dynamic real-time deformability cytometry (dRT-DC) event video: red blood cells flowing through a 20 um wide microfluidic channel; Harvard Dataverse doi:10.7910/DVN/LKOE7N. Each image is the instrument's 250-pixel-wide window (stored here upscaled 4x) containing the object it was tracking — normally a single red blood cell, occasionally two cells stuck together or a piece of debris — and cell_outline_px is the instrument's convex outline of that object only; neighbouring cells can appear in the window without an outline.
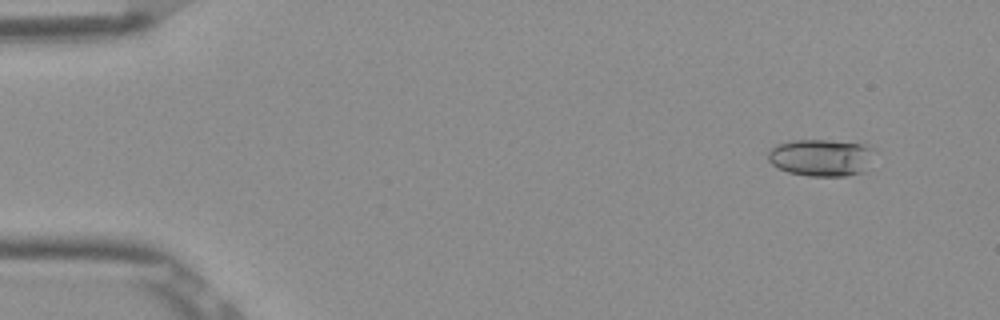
{"species": "Egyptian fruit bat (a non-hibernating species)", "species_latin": "Rousettus aegyptiacus", "temperature_condition": "room temperature", "stored_images_in_passage": 5, "camera_frame_rate_fps": 3000, "um_per_image_px": 0.085, "frame": {"image": 1, "passage_image": 2, "time_ms": 0.333, "image_size_px": [1000, 320], "cell_outline_px": [[872, 148], [868, 172], [848, 176], [808, 176], [788, 172], [772, 164], [768, 160], [768, 152], [776, 144], [792, 140], [828, 140], [864, 144]], "centroid_in_image_um": [69.8, 13.41], "position_along_channel_um": 15.2, "area_um2": 23.12}}
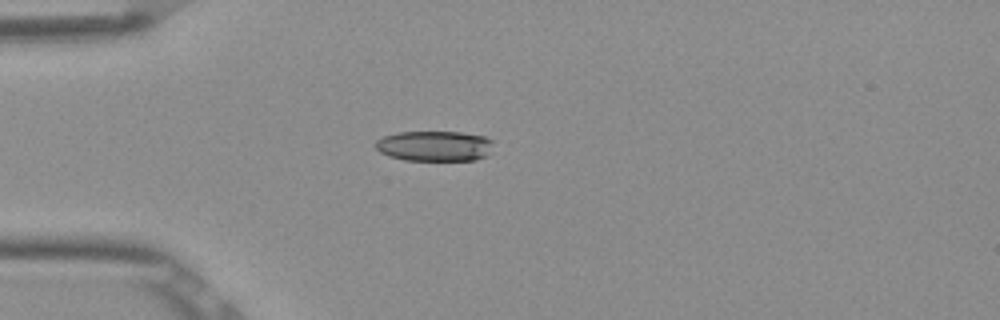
{"frame": {"image": 2, "passage_image": 4, "time_ms": 1.0, "image_size_px": [1000, 320], "cell_outline_px": [[492, 140], [488, 152], [484, 156], [476, 160], [404, 160], [388, 156], [380, 152], [376, 148], [376, 140], [384, 136], [396, 132], [460, 132], [484, 136]], "centroid_in_image_um": [36.89, 12.41], "position_along_channel_um": 48.1, "area_um2": 20.69}}